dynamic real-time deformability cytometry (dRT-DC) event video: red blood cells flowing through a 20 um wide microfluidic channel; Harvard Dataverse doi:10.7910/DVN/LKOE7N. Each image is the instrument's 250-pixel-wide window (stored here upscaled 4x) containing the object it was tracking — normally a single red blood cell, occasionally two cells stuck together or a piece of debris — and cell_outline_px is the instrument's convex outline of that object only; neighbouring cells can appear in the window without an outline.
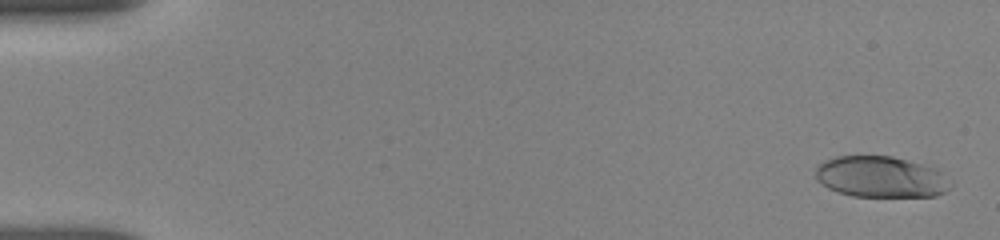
{"species": "human", "species_latin": "Homo sapiens", "temperature_condition": "room temperature", "stored_images_in_passage": 25, "camera_frame_rate_fps": 3000, "um_per_image_px": 0.085, "donor": {"sex": "female"}, "frame": {"image": 1, "passage_image": 1, "time_ms": 0.0, "image_size_px": [1000, 240], "cell_outline_px": [[952, 188], [936, 196], [852, 196], [836, 192], [828, 188], [816, 180], [816, 168], [824, 160], [836, 156], [892, 156], [940, 168], [952, 184]], "centroid_in_image_um": [74.91, 15.03], "position_along_channel_um": 10.1, "area_um2": 32.77}}
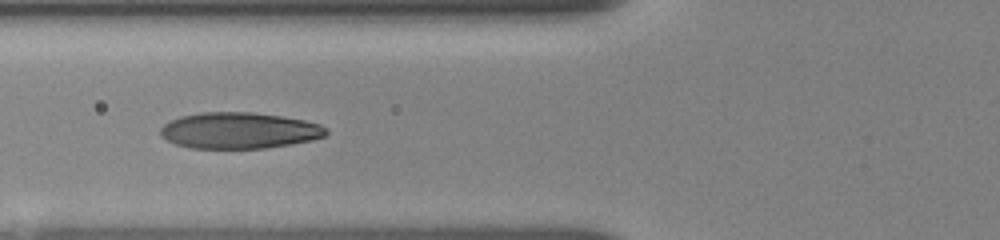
{"frame": {"image": 2, "passage_image": 18, "time_ms": 6.333, "image_size_px": [1000, 240], "cell_outline_px": [[328, 132], [324, 136], [312, 140], [292, 144], [264, 148], [192, 148], [176, 144], [160, 136], [160, 128], [168, 120], [180, 116], [200, 112], [252, 112], [280, 116], [304, 120], [320, 124], [328, 128]], "centroid_in_image_um": [20.31, 11.09], "position_along_channel_um": 105.5, "area_um2": 35.08}}
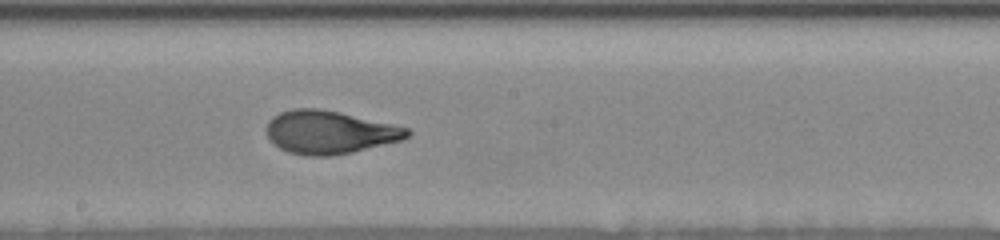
{"frame": {"image": 3, "passage_image": 25, "time_ms": 9.333, "image_size_px": [1000, 240], "cell_outline_px": [[412, 132], [408, 136], [400, 140], [352, 152], [332, 156], [304, 156], [288, 152], [272, 144], [268, 136], [268, 120], [272, 116], [280, 112], [292, 108], [316, 108], [340, 112], [392, 124], [408, 128]], "centroid_in_image_um": [27.97, 11.24], "position_along_channel_um": 220.2, "area_um2": 35.26}}